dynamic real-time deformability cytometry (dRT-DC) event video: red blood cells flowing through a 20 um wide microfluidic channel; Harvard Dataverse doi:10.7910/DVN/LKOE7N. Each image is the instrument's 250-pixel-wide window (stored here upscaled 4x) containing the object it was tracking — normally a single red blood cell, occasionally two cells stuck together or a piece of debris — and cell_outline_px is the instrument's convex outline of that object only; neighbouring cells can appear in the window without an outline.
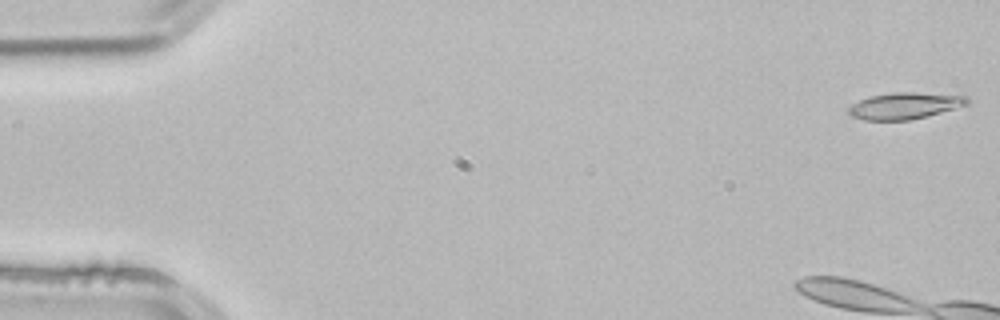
{"species": "common noctule bat (a hibernating species)", "species_latin": "Nyctalus noctula", "temperature_condition": "room temperature", "stored_images_in_passage": 3, "camera_frame_rate_fps": 3000, "um_per_image_px": 0.085, "animal": {"sex": "male", "body_mass_g": 21.5, "forearm_length_mm": 52.0}, "frame": {"image": 1, "passage_image": 1, "time_ms": 0.0, "image_size_px": [1000, 320], "cell_outline_px": [[968, 104], [940, 112], [908, 120], [864, 120], [852, 116], [848, 112], [848, 108], [852, 104], [868, 96], [892, 92], [912, 92], [968, 96]], "centroid_in_image_um": [76.85, 8.98], "position_along_channel_um": 8.1, "area_um2": 18.09}}